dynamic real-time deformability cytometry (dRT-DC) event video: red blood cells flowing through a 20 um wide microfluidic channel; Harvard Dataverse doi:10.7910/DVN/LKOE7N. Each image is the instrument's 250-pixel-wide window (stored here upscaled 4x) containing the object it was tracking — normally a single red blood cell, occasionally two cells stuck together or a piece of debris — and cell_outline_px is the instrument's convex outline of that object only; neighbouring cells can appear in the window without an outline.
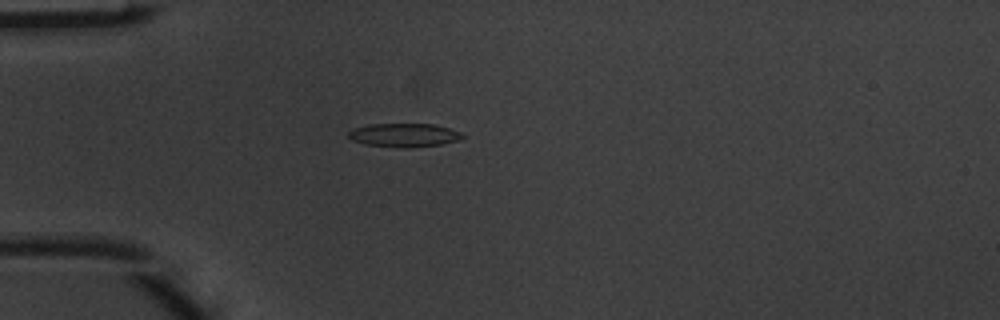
{"species": "common noctule bat (a hibernating species)", "species_latin": "Nyctalus noctula", "temperature_condition": "warm", "stored_images_in_passage": 6, "camera_frame_rate_fps": 3000, "um_per_image_px": 0.085, "animal": {"sex": "male", "body_mass_g": 20.1, "forearm_length_mm": 53.5}, "frame": {"image": 1, "passage_image": 5, "time_ms": 1.333, "image_size_px": [1000, 320], "cell_outline_px": [[464, 136], [460, 140], [440, 144], [408, 148], [400, 148], [364, 144], [352, 140], [348, 136], [348, 132], [356, 128], [368, 124], [432, 124], [448, 128], [460, 132]], "centroid_in_image_um": [34.33, 11.49], "position_along_channel_um": 50.7, "area_um2": 15.61}}